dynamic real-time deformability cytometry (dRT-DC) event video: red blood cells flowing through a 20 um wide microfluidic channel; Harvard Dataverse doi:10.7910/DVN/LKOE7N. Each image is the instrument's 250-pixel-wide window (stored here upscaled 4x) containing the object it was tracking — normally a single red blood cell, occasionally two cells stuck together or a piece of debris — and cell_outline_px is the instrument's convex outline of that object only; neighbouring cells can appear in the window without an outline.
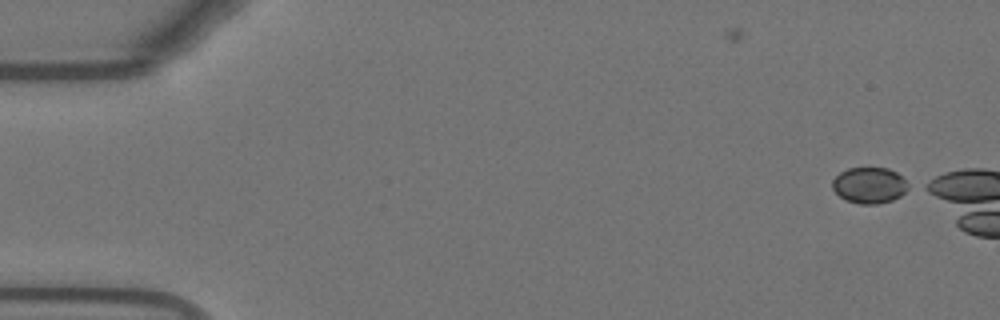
{"species": "Egyptian fruit bat (a non-hibernating species)", "species_latin": "Rousettus aegyptiacus", "temperature_condition": "warm", "stored_images_in_passage": 5, "camera_frame_rate_fps": 3000, "um_per_image_px": 0.085, "animal": {"sex": "female"}, "frame": {"image": 1, "passage_image": 1, "time_ms": 0.0, "image_size_px": [1000, 320], "cell_outline_px": [[912, 188], [900, 196], [892, 200], [876, 204], [860, 204], [848, 200], [840, 196], [832, 188], [832, 180], [840, 172], [848, 168], [888, 168], [896, 172], [912, 184]], "centroid_in_image_um": [73.96, 15.74], "position_along_channel_um": 11.0, "area_um2": 16.13}}